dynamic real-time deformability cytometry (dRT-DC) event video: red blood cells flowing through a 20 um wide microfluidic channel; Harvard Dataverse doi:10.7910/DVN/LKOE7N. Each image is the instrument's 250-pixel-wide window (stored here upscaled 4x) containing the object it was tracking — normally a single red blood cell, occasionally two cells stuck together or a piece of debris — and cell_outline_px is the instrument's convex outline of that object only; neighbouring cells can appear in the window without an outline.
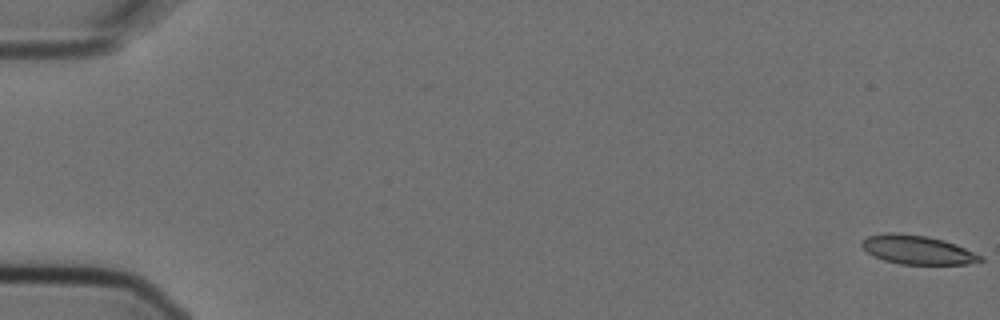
{"species": "Egyptian fruit bat (a non-hibernating species)", "species_latin": "Rousettus aegyptiacus", "temperature_condition": "cold", "stored_images_in_passage": 2, "camera_frame_rate_fps": 3000, "um_per_image_px": 0.085, "animal": {"sex": "female"}, "frame": {"image": 1, "passage_image": 2, "time_ms": 0.333, "image_size_px": [1000, 320], "cell_outline_px": [[984, 260], [968, 264], [900, 264], [884, 260], [872, 256], [860, 244], [868, 236], [884, 232], [900, 232], [928, 236], [944, 240], [956, 244], [984, 256]], "centroid_in_image_um": [78.0, 21.22], "position_along_channel_um": 7.0, "area_um2": 20.17}}